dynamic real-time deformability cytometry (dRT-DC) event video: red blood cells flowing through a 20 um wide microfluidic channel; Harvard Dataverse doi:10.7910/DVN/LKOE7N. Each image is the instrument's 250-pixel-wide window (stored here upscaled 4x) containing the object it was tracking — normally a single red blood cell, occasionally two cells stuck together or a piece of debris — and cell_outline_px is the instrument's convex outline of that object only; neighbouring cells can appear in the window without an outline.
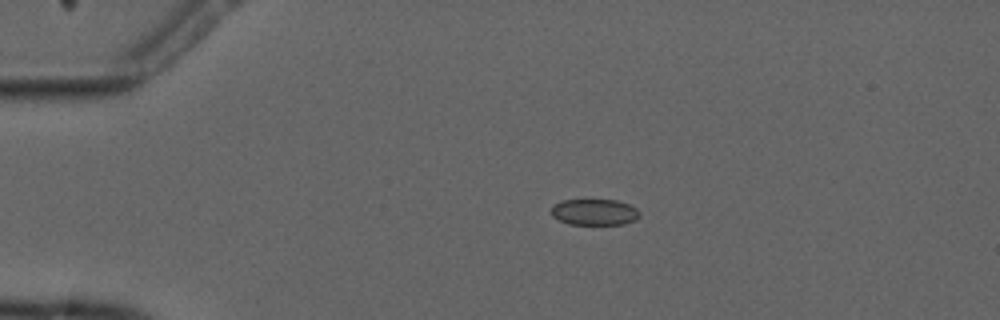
{"species": "common noctule bat (a hibernating species)", "species_latin": "Nyctalus noctula", "temperature_condition": "cold", "stored_images_in_passage": 4, "camera_frame_rate_fps": 3000, "um_per_image_px": 0.085, "animal": {"sex": "male", "forearm_length_mm": 52.5}, "frame": {"image": 1, "passage_image": 1, "time_ms": 0.0, "image_size_px": [1000, 320], "cell_outline_px": [[640, 216], [636, 220], [624, 224], [568, 224], [552, 216], [552, 204], [560, 200], [616, 200], [628, 204], [636, 208], [640, 212]], "centroid_in_image_um": [50.53, 18.02], "position_along_channel_um": 34.5, "area_um2": 13.53}}
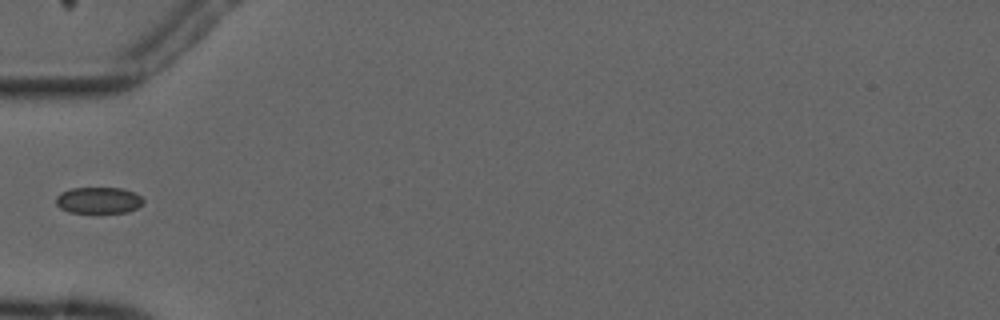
{"frame": {"image": 2, "passage_image": 3, "time_ms": 2.333, "image_size_px": [1000, 320], "cell_outline_px": [[144, 204], [128, 212], [68, 212], [60, 208], [56, 204], [56, 196], [60, 192], [72, 188], [124, 188], [136, 192], [144, 200]], "centroid_in_image_um": [8.39, 17.01], "position_along_channel_um": 76.6, "area_um2": 13.53}}